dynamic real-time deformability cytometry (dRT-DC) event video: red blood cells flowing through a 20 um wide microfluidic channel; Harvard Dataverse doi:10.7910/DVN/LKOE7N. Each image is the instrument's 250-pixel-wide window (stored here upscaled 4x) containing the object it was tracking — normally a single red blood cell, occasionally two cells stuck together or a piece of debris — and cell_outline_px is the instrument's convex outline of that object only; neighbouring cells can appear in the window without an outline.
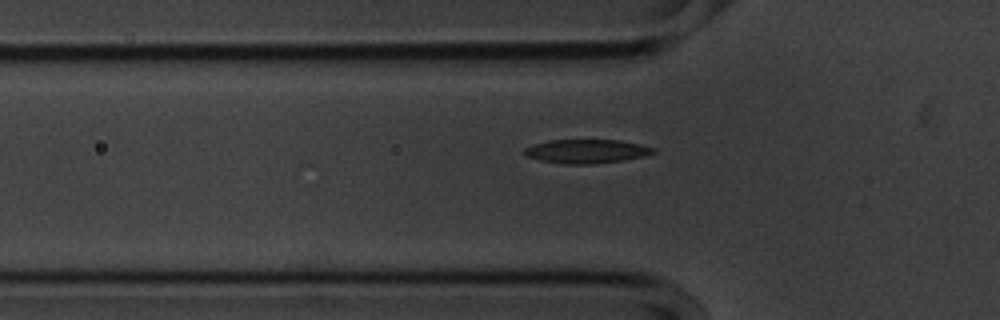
{"species": "common noctule bat (a hibernating species)", "species_latin": "Nyctalus noctula", "temperature_condition": "cold", "stored_images_in_passage": 37, "segment_of_instrument_passage": [1, 2], "camera_frame_rate_fps": 3000, "um_per_image_px": 0.085, "animal": {"sex": "male", "body_mass_g": 20.1, "forearm_length_mm": 53.5}, "frame": {"image": 1, "passage_image": 3, "time_ms": 0.667, "image_size_px": [1000, 320], "cell_outline_px": [[656, 152], [644, 156], [624, 160], [592, 164], [564, 164], [540, 160], [524, 156], [520, 152], [524, 148], [532, 144], [548, 140], [620, 140], [640, 144], [656, 148]], "centroid_in_image_um": [49.8, 12.86], "position_along_channel_um": 76.0, "area_um2": 18.21}}
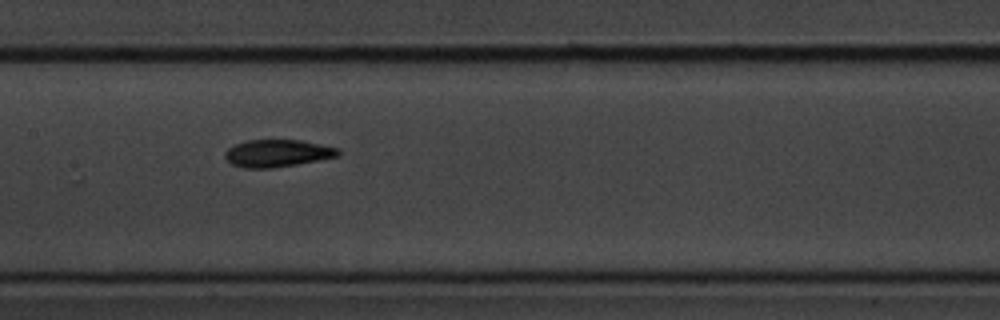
{"frame": {"image": 2, "passage_image": 12, "time_ms": 3.667, "image_size_px": [1000, 320], "cell_outline_px": [[340, 156], [296, 164], [272, 168], [244, 168], [232, 164], [224, 156], [224, 152], [228, 148], [236, 144], [248, 140], [300, 140], [340, 148]], "centroid_in_image_um": [23.59, 13.02], "position_along_channel_um": 183.8, "area_um2": 17.98}}
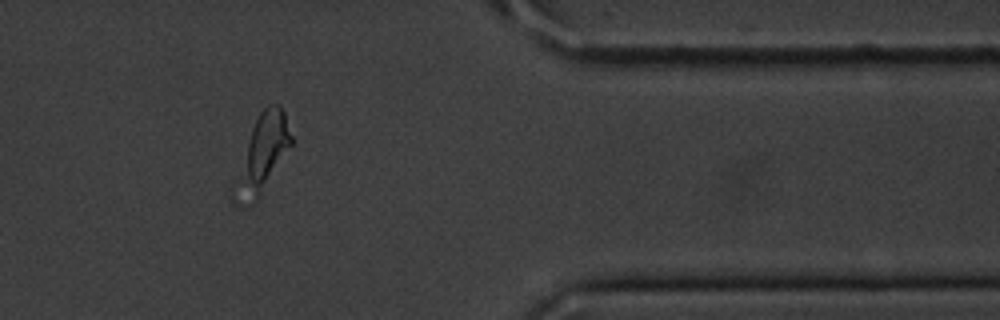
{"frame": {"image": 3, "passage_image": 31, "time_ms": 10.0, "image_size_px": [1000, 320], "cell_outline_px": [[292, 144], [256, 204], [240, 208], [232, 200], [232, 184], [252, 128], [260, 112], [268, 104], [280, 104], [284, 112], [292, 136]], "centroid_in_image_um": [22.25, 13.22], "position_along_channel_um": 389.2, "area_um2": 25.84}}